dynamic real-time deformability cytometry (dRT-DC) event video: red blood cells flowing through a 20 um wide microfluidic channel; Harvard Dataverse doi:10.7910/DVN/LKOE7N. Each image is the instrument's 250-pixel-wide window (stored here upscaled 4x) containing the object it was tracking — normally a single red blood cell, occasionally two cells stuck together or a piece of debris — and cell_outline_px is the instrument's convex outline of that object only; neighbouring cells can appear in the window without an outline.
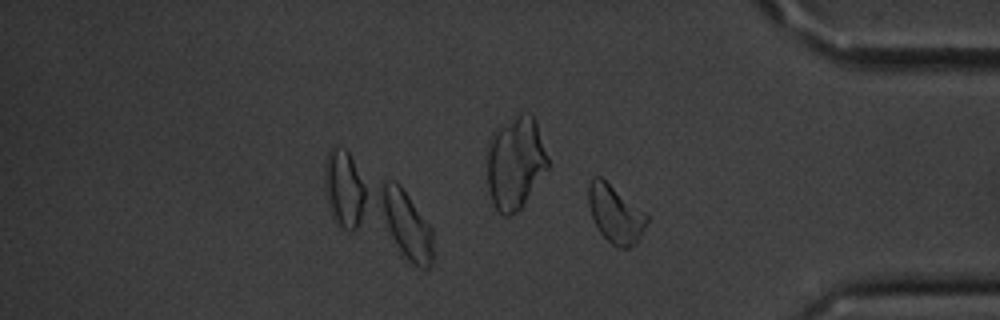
{"species": "common noctule bat (a hibernating species)", "species_latin": "Nyctalus noctula", "temperature_condition": "cold", "stored_images_in_passage": 36, "segment_of_instrument_passage": [2, 2], "camera_frame_rate_fps": 3000, "um_per_image_px": 0.085, "animal": {"sex": "male", "body_mass_g": 20.1, "forearm_length_mm": 53.5}, "frame": {"image": 1, "passage_image": 36, "time_ms": 11.667, "image_size_px": [1000, 320], "cell_outline_px": [[648, 220], [636, 244], [628, 248], [620, 248], [612, 244], [600, 232], [592, 216], [588, 204], [588, 184], [592, 176], [600, 176], [648, 212]], "centroid_in_image_um": [52.33, 18.15], "position_along_channel_um": 382.9, "area_um2": 19.88}}